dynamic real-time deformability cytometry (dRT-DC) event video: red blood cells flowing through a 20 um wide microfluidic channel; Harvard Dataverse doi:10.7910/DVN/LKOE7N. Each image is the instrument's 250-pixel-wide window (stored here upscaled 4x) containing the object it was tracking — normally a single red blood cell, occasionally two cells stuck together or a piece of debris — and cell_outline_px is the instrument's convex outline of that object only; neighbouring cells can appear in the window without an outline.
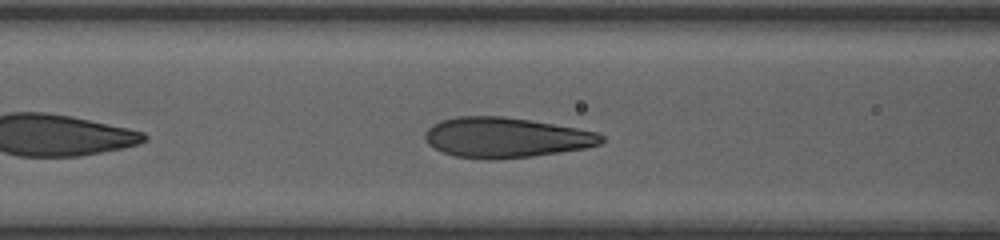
{"species": "human", "species_latin": "Homo sapiens", "temperature_condition": "room temperature", "stored_images_in_passage": 30, "camera_frame_rate_fps": 3000, "um_per_image_px": 0.085, "donor": {"sex": "female"}, "frame": {"image": 1, "passage_image": 7, "time_ms": 2.0, "image_size_px": [1000, 240], "cell_outline_px": [[604, 140], [600, 144], [584, 148], [560, 152], [532, 156], [496, 160], [492, 160], [456, 156], [444, 152], [428, 144], [424, 140], [424, 132], [432, 124], [440, 120], [456, 116], [500, 116], [532, 120], [576, 128], [596, 132], [604, 136]], "centroid_in_image_um": [42.96, 11.68], "position_along_channel_um": 123.6, "area_um2": 41.33}}
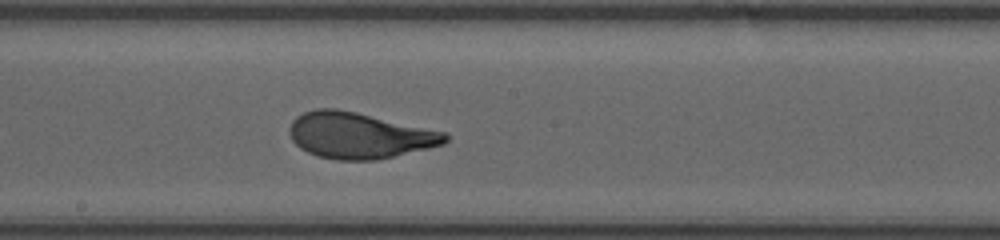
{"frame": {"image": 2, "passage_image": 14, "time_ms": 4.333, "image_size_px": [1000, 240], "cell_outline_px": [[448, 140], [444, 144], [428, 148], [376, 160], [340, 160], [316, 156], [300, 148], [292, 140], [288, 132], [288, 128], [292, 120], [296, 116], [304, 112], [316, 108], [336, 108], [356, 112], [448, 132]], "centroid_in_image_um": [30.52, 11.5], "position_along_channel_um": 217.7, "area_um2": 41.96}}
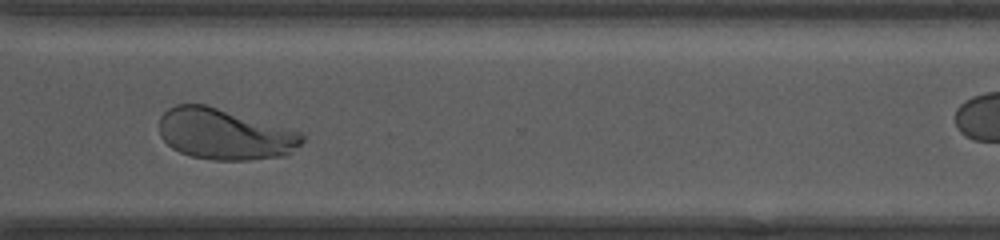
{"frame": {"image": 3, "passage_image": 24, "time_ms": 7.667, "image_size_px": [1000, 240], "cell_outline_px": [[304, 140], [300, 144], [284, 156], [248, 160], [212, 160], [192, 156], [180, 152], [172, 148], [160, 136], [160, 116], [168, 108], [176, 104], [204, 104], [300, 132], [304, 136]], "centroid_in_image_um": [19.05, 11.41], "position_along_channel_um": 351.5, "area_um2": 41.96}}